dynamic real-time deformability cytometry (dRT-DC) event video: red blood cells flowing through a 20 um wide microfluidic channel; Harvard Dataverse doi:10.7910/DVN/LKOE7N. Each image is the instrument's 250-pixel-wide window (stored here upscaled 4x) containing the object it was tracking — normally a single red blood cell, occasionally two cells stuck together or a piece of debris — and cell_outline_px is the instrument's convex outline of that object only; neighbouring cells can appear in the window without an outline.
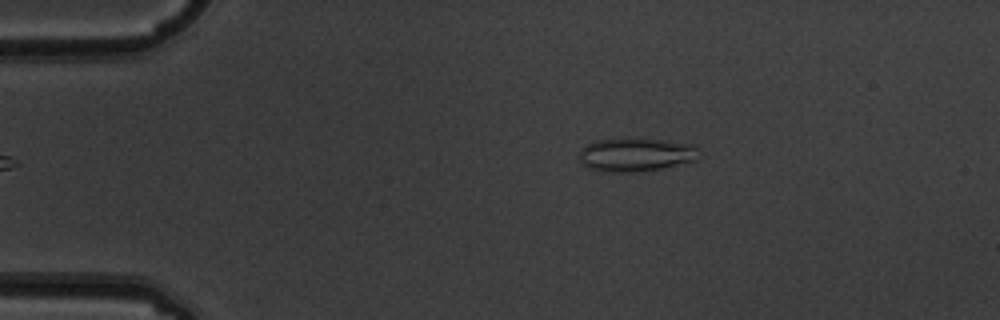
{"species": "common noctule bat (a hibernating species)", "species_latin": "Nyctalus noctula", "temperature_condition": "warm", "stored_images_in_passage": 3, "camera_frame_rate_fps": 3000, "um_per_image_px": 0.085, "animal": {"sex": "male", "body_mass_g": 19.5, "forearm_length_mm": 54.6}, "frame": {"image": 1, "passage_image": 3, "time_ms": 0.667, "image_size_px": [1000, 320], "cell_outline_px": [[704, 152], [696, 160], [660, 168], [624, 172], [620, 172], [588, 168], [580, 164], [580, 152], [588, 144], [596, 140], [660, 140], [696, 144]], "centroid_in_image_um": [54.15, 13.15], "position_along_channel_um": 30.9, "area_um2": 22.77}}